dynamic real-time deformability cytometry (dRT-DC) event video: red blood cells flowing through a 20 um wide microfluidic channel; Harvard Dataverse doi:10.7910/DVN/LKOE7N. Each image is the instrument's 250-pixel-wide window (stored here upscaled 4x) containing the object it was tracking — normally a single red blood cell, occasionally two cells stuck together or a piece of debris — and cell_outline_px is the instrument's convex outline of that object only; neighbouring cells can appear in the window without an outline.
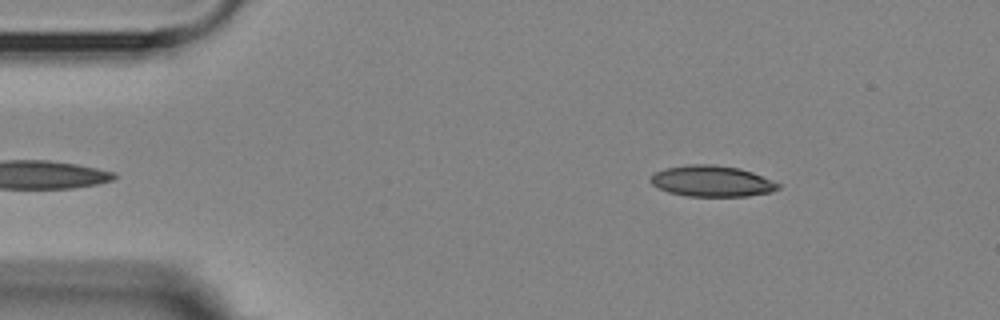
{"species": "Egyptian fruit bat (a non-hibernating species)", "species_latin": "Rousettus aegyptiacus", "temperature_condition": "room temperature", "stored_images_in_passage": 49, "camera_frame_rate_fps": 3000, "um_per_image_px": 0.085, "animal": {"sex": "female"}, "frame": {"image": 1, "passage_image": 2, "time_ms": 0.333, "image_size_px": [1000, 320], "cell_outline_px": [[780, 188], [768, 192], [748, 196], [688, 196], [668, 192], [652, 184], [648, 180], [656, 172], [664, 168], [688, 164], [712, 164], [740, 168], [752, 172], [780, 184]], "centroid_in_image_um": [60.48, 15.39], "position_along_channel_um": 24.5, "area_um2": 22.95}}
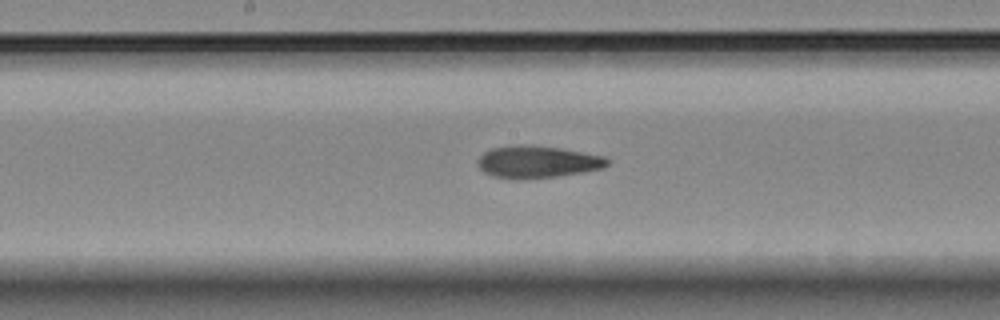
{"frame": {"image": 2, "passage_image": 22, "time_ms": 7.0, "image_size_px": [1000, 320], "cell_outline_px": [[608, 164], [604, 168], [584, 172], [556, 176], [516, 180], [512, 180], [492, 176], [484, 172], [476, 164], [476, 160], [484, 152], [492, 148], [520, 144], [532, 144], [560, 148], [608, 156]], "centroid_in_image_um": [45.67, 13.76], "position_along_channel_um": 202.5, "area_um2": 24.74}}
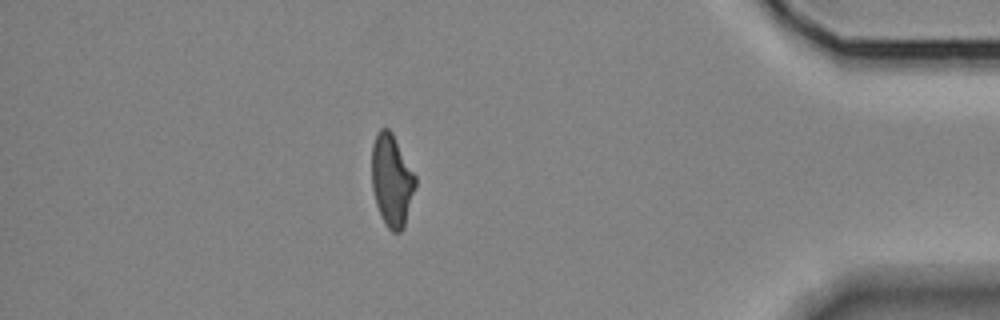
{"frame": {"image": 3, "passage_image": 42, "time_ms": 13.667, "image_size_px": [1000, 320], "cell_outline_px": [[416, 188], [404, 228], [400, 232], [392, 232], [384, 224], [376, 204], [372, 188], [372, 144], [376, 132], [380, 128], [388, 128], [392, 132], [416, 176]], "centroid_in_image_um": [33.3, 15.34], "position_along_channel_um": 401.9, "area_um2": 23.7}, "authors_computed_cell_mechanics": {"area_um2": 24.0448, "velocity_mm_per_s": 3.613, "shape_relaxation_time_tau1_ms": null, "shape_relaxation_time_tau2_ms": 3.2976, "deformation_change_tau1": null, "deformation_change_tau2": 0.1193}}